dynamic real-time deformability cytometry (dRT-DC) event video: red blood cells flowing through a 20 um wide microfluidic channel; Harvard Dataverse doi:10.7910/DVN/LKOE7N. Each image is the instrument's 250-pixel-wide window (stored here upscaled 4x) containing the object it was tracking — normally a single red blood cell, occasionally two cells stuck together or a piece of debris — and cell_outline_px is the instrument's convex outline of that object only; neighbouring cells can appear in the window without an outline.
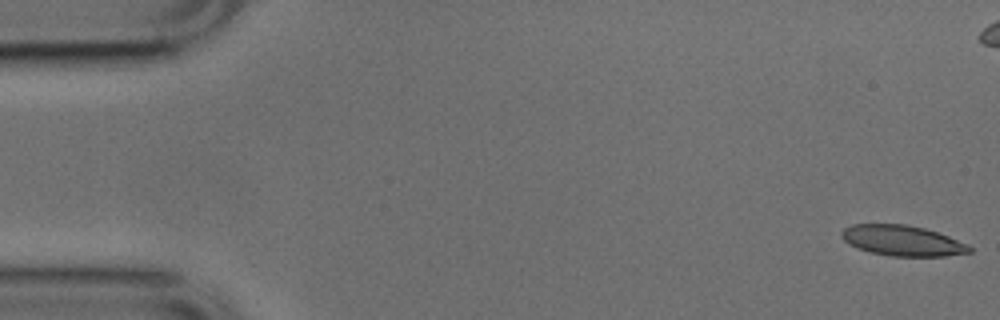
{"species": "common noctule bat (a hibernating species)", "species_latin": "Nyctalus noctula", "temperature_condition": "cold", "stored_images_in_passage": 52, "camera_frame_rate_fps": 3000, "um_per_image_px": 0.085, "animal": {"sex": "male", "body_mass_g": 17.9, "forearm_length_mm": 54.2}, "frame": {"image": 1, "passage_image": 1, "time_ms": 0.0, "image_size_px": [1000, 320], "cell_outline_px": [[972, 252], [944, 256], [892, 256], [872, 252], [848, 244], [840, 236], [840, 232], [844, 228], [852, 224], [908, 224], [924, 228], [948, 236], [968, 244], [972, 248]], "centroid_in_image_um": [76.7, 20.44], "position_along_channel_um": 8.3, "area_um2": 22.66}}
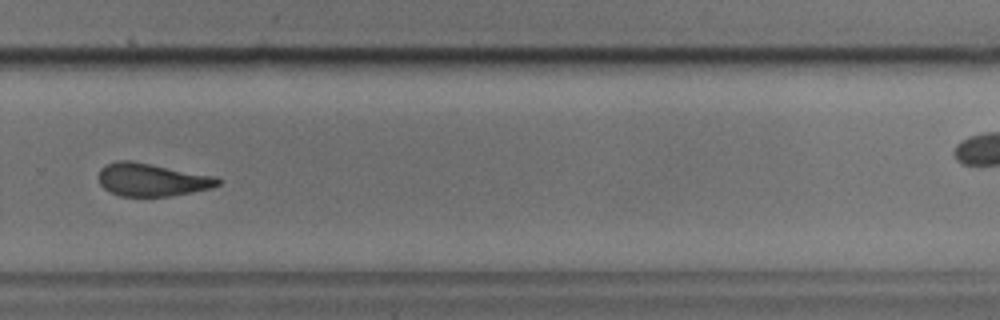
{"frame": {"image": 2, "passage_image": 35, "time_ms": 11.333, "image_size_px": [1000, 320], "cell_outline_px": [[224, 180], [220, 184], [212, 188], [192, 192], [168, 196], [120, 196], [108, 192], [100, 184], [100, 168], [116, 160], [132, 160], [216, 176]], "centroid_in_image_um": [12.95, 15.27], "position_along_channel_um": 316.9, "area_um2": 23.06}}
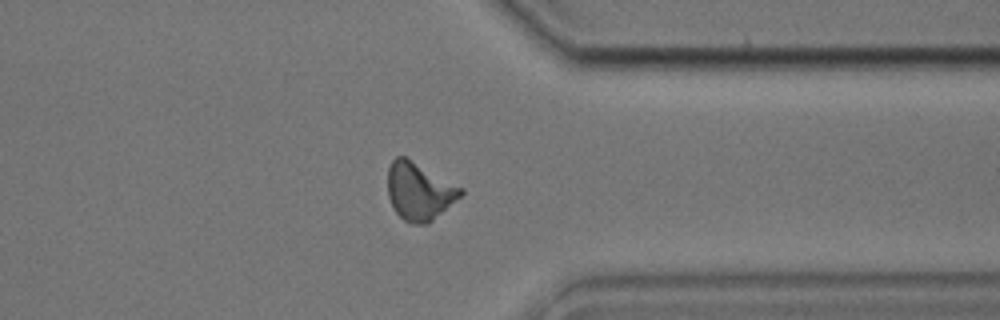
{"frame": {"image": 3, "passage_image": 40, "time_ms": 13.0, "image_size_px": [1000, 320], "cell_outline_px": [[464, 192], [460, 196], [428, 224], [412, 224], [404, 220], [396, 212], [388, 196], [388, 168], [392, 160], [396, 156], [404, 156], [464, 188]], "centroid_in_image_um": [35.63, 16.25], "position_along_channel_um": 375.8, "area_um2": 24.28}, "authors_computed_cell_mechanics": {"area_um2": 23.4668, "velocity_mm_per_s": 3.8479, "shape_relaxation_time_tau1_ms": 6.7059, "shape_relaxation_time_tau2_ms": 3.4973, "deformation_change_tau1": 0.1828, "deformation_change_tau2": 0.1263}}